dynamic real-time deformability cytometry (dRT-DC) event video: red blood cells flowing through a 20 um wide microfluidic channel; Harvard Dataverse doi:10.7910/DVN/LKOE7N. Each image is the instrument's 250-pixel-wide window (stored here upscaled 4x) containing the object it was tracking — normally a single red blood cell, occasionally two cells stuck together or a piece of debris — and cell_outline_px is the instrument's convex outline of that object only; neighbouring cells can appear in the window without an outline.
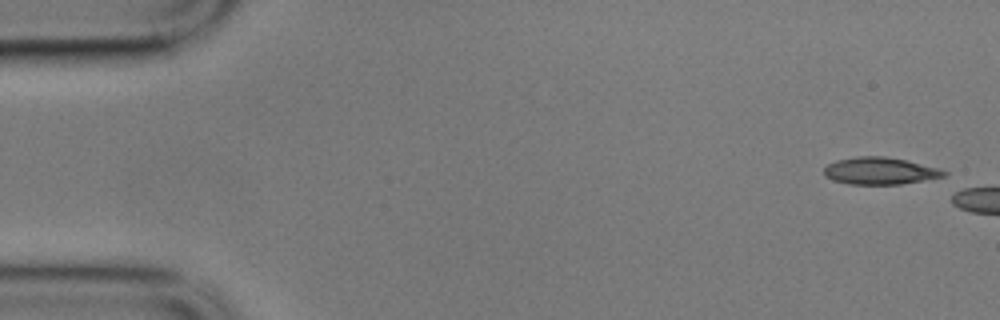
{"species": "common noctule bat (a hibernating species)", "species_latin": "Nyctalus noctula", "temperature_condition": "cold", "stored_images_in_passage": 2, "camera_frame_rate_fps": 3000, "um_per_image_px": 0.085, "animal": {"sex": "male", "body_mass_g": 17.9}, "frame": {"image": 1, "passage_image": 1, "time_ms": 0.0, "image_size_px": [1000, 320], "cell_outline_px": [[948, 176], [900, 184], [848, 184], [832, 180], [824, 176], [824, 168], [828, 164], [836, 160], [856, 156], [884, 156], [904, 160], [940, 168], [948, 172]], "centroid_in_image_um": [74.8, 14.53], "position_along_channel_um": 10.2, "area_um2": 19.02}}